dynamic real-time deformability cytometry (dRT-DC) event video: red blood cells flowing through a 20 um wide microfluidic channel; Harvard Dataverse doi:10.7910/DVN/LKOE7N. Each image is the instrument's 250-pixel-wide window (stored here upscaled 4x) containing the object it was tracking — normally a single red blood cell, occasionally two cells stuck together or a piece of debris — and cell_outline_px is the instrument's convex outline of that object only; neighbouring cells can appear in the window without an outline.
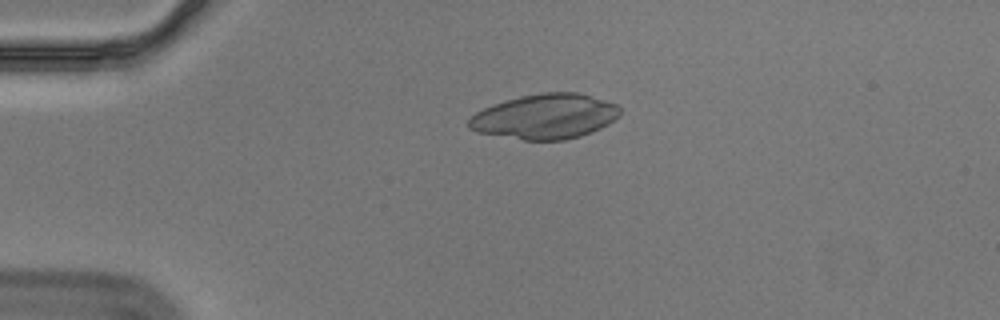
{"species": "Egyptian fruit bat (a non-hibernating species)", "species_latin": "Rousettus aegyptiacus", "temperature_condition": "cold", "stored_images_in_passage": 44, "camera_frame_rate_fps": 3000, "um_per_image_px": 0.085, "animal": {"sex": "male"}, "frame": {"image": 1, "passage_image": 1, "time_ms": 0.0, "image_size_px": [1000, 320], "cell_outline_px": [[620, 116], [608, 124], [592, 132], [580, 136], [564, 140], [524, 140], [476, 132], [468, 128], [468, 120], [476, 112], [492, 104], [520, 96], [540, 92], [576, 92], [592, 96], [616, 104], [620, 108]], "centroid_in_image_um": [46.33, 9.9], "position_along_channel_um": 38.7, "area_um2": 39.71}}